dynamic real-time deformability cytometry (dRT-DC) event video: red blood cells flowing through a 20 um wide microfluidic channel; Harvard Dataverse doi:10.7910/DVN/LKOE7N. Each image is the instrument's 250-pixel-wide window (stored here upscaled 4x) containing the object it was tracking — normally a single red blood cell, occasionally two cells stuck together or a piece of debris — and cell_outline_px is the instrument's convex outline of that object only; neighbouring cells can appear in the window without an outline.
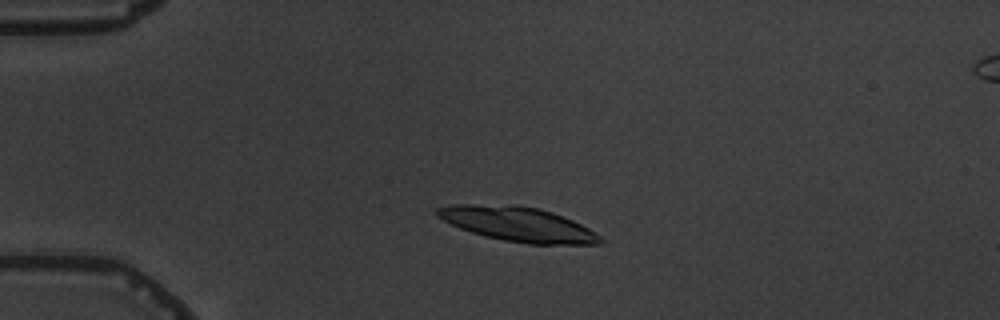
{"species": "common noctule bat (a hibernating species)", "species_latin": "Nyctalus noctula", "temperature_condition": "warm", "stored_images_in_passage": 6, "camera_frame_rate_fps": 3000, "um_per_image_px": 0.085, "animal": {"sex": "male", "body_mass_g": 19.5, "forearm_length_mm": 54.6}, "frame": {"image": 1, "passage_image": 3, "time_ms": 2.333, "image_size_px": [1000, 320], "cell_outline_px": [[604, 244], [528, 244], [504, 240], [484, 236], [460, 228], [436, 216], [436, 208], [452, 204], [516, 204], [540, 208], [552, 212], [572, 220], [596, 232], [604, 240]], "centroid_in_image_um": [44.04, 19.04], "position_along_channel_um": 41.0, "area_um2": 32.95}}